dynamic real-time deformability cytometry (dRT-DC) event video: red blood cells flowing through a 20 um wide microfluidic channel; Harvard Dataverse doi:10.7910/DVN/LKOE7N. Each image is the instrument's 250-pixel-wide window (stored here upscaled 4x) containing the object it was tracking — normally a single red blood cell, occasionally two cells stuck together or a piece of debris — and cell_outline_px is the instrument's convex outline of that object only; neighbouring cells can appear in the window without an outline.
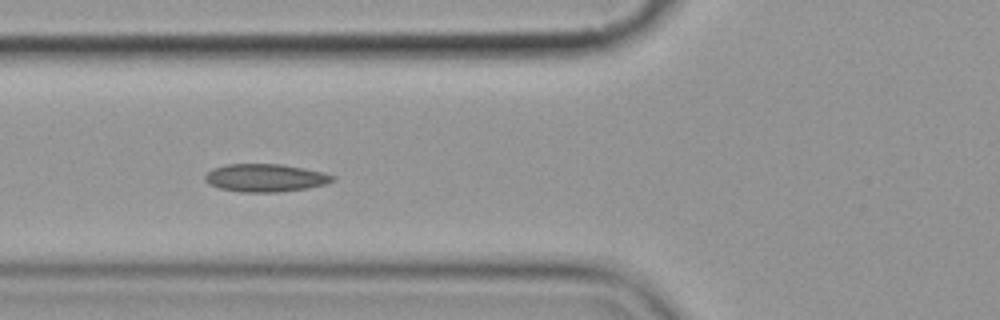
{"species": "common noctule bat (a hibernating species)", "species_latin": "Nyctalus noctula", "temperature_condition": "cold", "stored_images_in_passage": 8, "camera_frame_rate_fps": 3000, "um_per_image_px": 0.085, "animal": {"sex": "female", "body_mass_g": 19.9}, "frame": {"image": 1, "passage_image": 7, "time_ms": 7.0, "image_size_px": [1000, 320], "cell_outline_px": [[336, 180], [324, 184], [308, 188], [276, 192], [244, 192], [220, 188], [208, 184], [204, 180], [204, 176], [212, 168], [228, 164], [280, 164], [304, 168], [324, 172], [336, 176]], "centroid_in_image_um": [22.56, 15.11], "position_along_channel_um": 103.2, "area_um2": 20.75}}
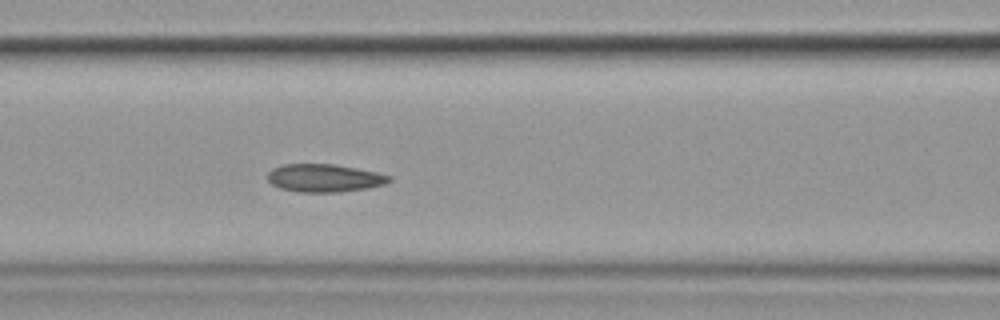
{"frame": {"image": 2, "passage_image": 8, "time_ms": 8.0, "image_size_px": [1000, 320], "cell_outline_px": [[392, 180], [384, 184], [368, 188], [340, 192], [300, 192], [280, 188], [272, 184], [268, 180], [268, 172], [272, 168], [284, 164], [336, 164], [376, 172], [392, 176]], "centroid_in_image_um": [27.58, 15.13], "position_along_channel_um": 139.0, "area_um2": 19.83}}